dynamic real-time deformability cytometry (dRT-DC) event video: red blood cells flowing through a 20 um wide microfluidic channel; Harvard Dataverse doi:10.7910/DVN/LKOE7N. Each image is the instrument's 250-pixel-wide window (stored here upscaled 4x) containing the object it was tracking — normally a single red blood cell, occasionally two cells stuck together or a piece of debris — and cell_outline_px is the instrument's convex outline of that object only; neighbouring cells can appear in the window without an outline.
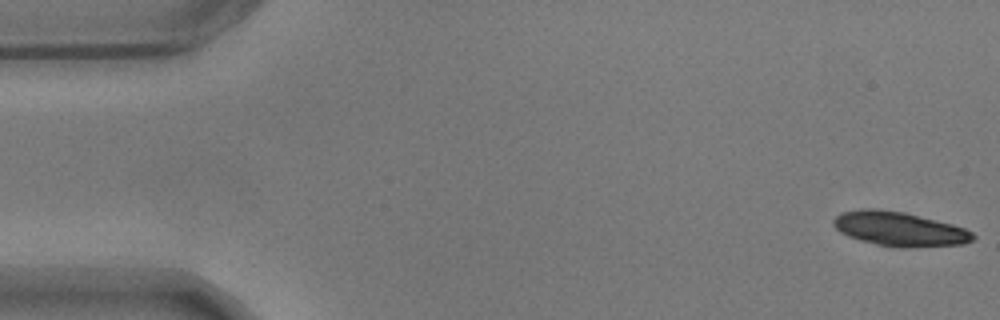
{"species": "common noctule bat (a hibernating species)", "species_latin": "Nyctalus noctula", "temperature_condition": "warm", "stored_images_in_passage": 17, "camera_frame_rate_fps": 3000, "um_per_image_px": 0.085, "animal": {"sex": "male", "body_mass_g": 17.9}, "frame": {"image": 1, "passage_image": 1, "time_ms": 0.0, "image_size_px": [1000, 320], "cell_outline_px": [[976, 236], [972, 240], [964, 244], [900, 248], [876, 244], [860, 240], [848, 236], [840, 232], [832, 224], [832, 220], [840, 212], [860, 208], [876, 208], [904, 212], [952, 224], [964, 228], [972, 232]], "centroid_in_image_um": [76.41, 19.45], "position_along_channel_um": 8.6, "area_um2": 27.98}}
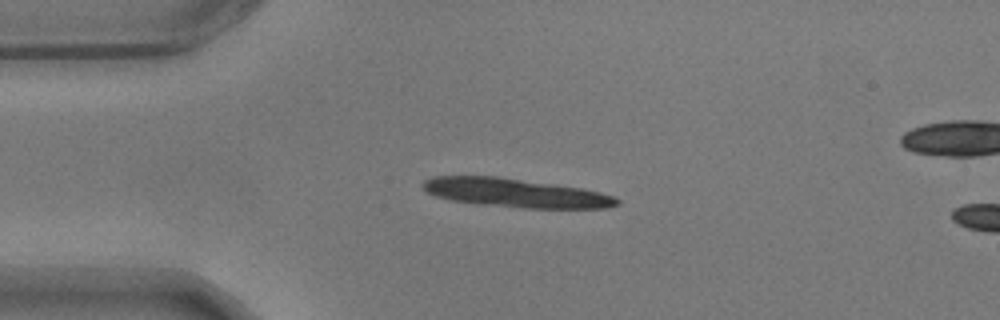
{"frame": {"image": 2, "passage_image": 13, "time_ms": 4.0, "image_size_px": [1000, 320], "cell_outline_px": [[620, 204], [608, 208], [520, 208], [484, 204], [452, 200], [436, 196], [428, 192], [424, 188], [424, 180], [432, 176], [496, 176], [556, 184], [584, 188], [600, 192], [612, 196], [620, 200]], "centroid_in_image_um": [43.87, 16.39], "position_along_channel_um": 41.1, "area_um2": 32.43}}